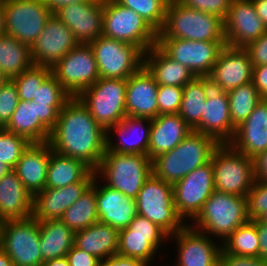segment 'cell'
Wrapping results in <instances>:
<instances>
[{
  "label": "cell",
  "instance_id": "cell-21",
  "mask_svg": "<svg viewBox=\"0 0 267 266\" xmlns=\"http://www.w3.org/2000/svg\"><path fill=\"white\" fill-rule=\"evenodd\" d=\"M253 66L244 48L226 45L213 66L209 80L213 89L229 92L252 81Z\"/></svg>",
  "mask_w": 267,
  "mask_h": 266
},
{
  "label": "cell",
  "instance_id": "cell-58",
  "mask_svg": "<svg viewBox=\"0 0 267 266\" xmlns=\"http://www.w3.org/2000/svg\"><path fill=\"white\" fill-rule=\"evenodd\" d=\"M42 266H70L66 257L45 261Z\"/></svg>",
  "mask_w": 267,
  "mask_h": 266
},
{
  "label": "cell",
  "instance_id": "cell-59",
  "mask_svg": "<svg viewBox=\"0 0 267 266\" xmlns=\"http://www.w3.org/2000/svg\"><path fill=\"white\" fill-rule=\"evenodd\" d=\"M0 266H14L12 259L0 248Z\"/></svg>",
  "mask_w": 267,
  "mask_h": 266
},
{
  "label": "cell",
  "instance_id": "cell-29",
  "mask_svg": "<svg viewBox=\"0 0 267 266\" xmlns=\"http://www.w3.org/2000/svg\"><path fill=\"white\" fill-rule=\"evenodd\" d=\"M50 150L48 142L31 143L13 169L33 196L46 188Z\"/></svg>",
  "mask_w": 267,
  "mask_h": 266
},
{
  "label": "cell",
  "instance_id": "cell-60",
  "mask_svg": "<svg viewBox=\"0 0 267 266\" xmlns=\"http://www.w3.org/2000/svg\"><path fill=\"white\" fill-rule=\"evenodd\" d=\"M4 0H0V37L5 34Z\"/></svg>",
  "mask_w": 267,
  "mask_h": 266
},
{
  "label": "cell",
  "instance_id": "cell-8",
  "mask_svg": "<svg viewBox=\"0 0 267 266\" xmlns=\"http://www.w3.org/2000/svg\"><path fill=\"white\" fill-rule=\"evenodd\" d=\"M135 203L137 214L157 224L169 236L186 225L175 209L173 185L153 175L142 185Z\"/></svg>",
  "mask_w": 267,
  "mask_h": 266
},
{
  "label": "cell",
  "instance_id": "cell-31",
  "mask_svg": "<svg viewBox=\"0 0 267 266\" xmlns=\"http://www.w3.org/2000/svg\"><path fill=\"white\" fill-rule=\"evenodd\" d=\"M193 130L179 114H160L152 119L148 156L152 160L174 149Z\"/></svg>",
  "mask_w": 267,
  "mask_h": 266
},
{
  "label": "cell",
  "instance_id": "cell-57",
  "mask_svg": "<svg viewBox=\"0 0 267 266\" xmlns=\"http://www.w3.org/2000/svg\"><path fill=\"white\" fill-rule=\"evenodd\" d=\"M257 15L262 20L264 26L267 28V0H252Z\"/></svg>",
  "mask_w": 267,
  "mask_h": 266
},
{
  "label": "cell",
  "instance_id": "cell-45",
  "mask_svg": "<svg viewBox=\"0 0 267 266\" xmlns=\"http://www.w3.org/2000/svg\"><path fill=\"white\" fill-rule=\"evenodd\" d=\"M183 97V87L158 86V112L160 114H178Z\"/></svg>",
  "mask_w": 267,
  "mask_h": 266
},
{
  "label": "cell",
  "instance_id": "cell-55",
  "mask_svg": "<svg viewBox=\"0 0 267 266\" xmlns=\"http://www.w3.org/2000/svg\"><path fill=\"white\" fill-rule=\"evenodd\" d=\"M252 221L256 224L259 237V257L267 260V223L261 222L258 219Z\"/></svg>",
  "mask_w": 267,
  "mask_h": 266
},
{
  "label": "cell",
  "instance_id": "cell-12",
  "mask_svg": "<svg viewBox=\"0 0 267 266\" xmlns=\"http://www.w3.org/2000/svg\"><path fill=\"white\" fill-rule=\"evenodd\" d=\"M4 15L5 34L31 47L53 12L43 0H4Z\"/></svg>",
  "mask_w": 267,
  "mask_h": 266
},
{
  "label": "cell",
  "instance_id": "cell-26",
  "mask_svg": "<svg viewBox=\"0 0 267 266\" xmlns=\"http://www.w3.org/2000/svg\"><path fill=\"white\" fill-rule=\"evenodd\" d=\"M97 180L95 175L92 185L96 188L98 222L117 230L127 228L137 215L135 199L105 184L101 187Z\"/></svg>",
  "mask_w": 267,
  "mask_h": 266
},
{
  "label": "cell",
  "instance_id": "cell-22",
  "mask_svg": "<svg viewBox=\"0 0 267 266\" xmlns=\"http://www.w3.org/2000/svg\"><path fill=\"white\" fill-rule=\"evenodd\" d=\"M95 175L92 170L80 182L39 191L34 195L32 217L38 221L61 219L64 212L92 185Z\"/></svg>",
  "mask_w": 267,
  "mask_h": 266
},
{
  "label": "cell",
  "instance_id": "cell-5",
  "mask_svg": "<svg viewBox=\"0 0 267 266\" xmlns=\"http://www.w3.org/2000/svg\"><path fill=\"white\" fill-rule=\"evenodd\" d=\"M95 173L104 178L105 185L135 199L152 175L151 159L148 155L120 154L106 149Z\"/></svg>",
  "mask_w": 267,
  "mask_h": 266
},
{
  "label": "cell",
  "instance_id": "cell-11",
  "mask_svg": "<svg viewBox=\"0 0 267 266\" xmlns=\"http://www.w3.org/2000/svg\"><path fill=\"white\" fill-rule=\"evenodd\" d=\"M99 78L127 79L144 65V53L136 46L105 36L89 43Z\"/></svg>",
  "mask_w": 267,
  "mask_h": 266
},
{
  "label": "cell",
  "instance_id": "cell-32",
  "mask_svg": "<svg viewBox=\"0 0 267 266\" xmlns=\"http://www.w3.org/2000/svg\"><path fill=\"white\" fill-rule=\"evenodd\" d=\"M144 66L158 85L184 87L196 77L186 66L168 57L157 45L144 53Z\"/></svg>",
  "mask_w": 267,
  "mask_h": 266
},
{
  "label": "cell",
  "instance_id": "cell-13",
  "mask_svg": "<svg viewBox=\"0 0 267 266\" xmlns=\"http://www.w3.org/2000/svg\"><path fill=\"white\" fill-rule=\"evenodd\" d=\"M168 57L183 64L197 77H208L226 42L157 38L156 44Z\"/></svg>",
  "mask_w": 267,
  "mask_h": 266
},
{
  "label": "cell",
  "instance_id": "cell-24",
  "mask_svg": "<svg viewBox=\"0 0 267 266\" xmlns=\"http://www.w3.org/2000/svg\"><path fill=\"white\" fill-rule=\"evenodd\" d=\"M193 130L213 137L219 144H228L232 140L236 128L232 125L227 92L210 90L201 121Z\"/></svg>",
  "mask_w": 267,
  "mask_h": 266
},
{
  "label": "cell",
  "instance_id": "cell-36",
  "mask_svg": "<svg viewBox=\"0 0 267 266\" xmlns=\"http://www.w3.org/2000/svg\"><path fill=\"white\" fill-rule=\"evenodd\" d=\"M209 77H195L183 87V97L178 114L193 130L201 121L208 93L212 89Z\"/></svg>",
  "mask_w": 267,
  "mask_h": 266
},
{
  "label": "cell",
  "instance_id": "cell-34",
  "mask_svg": "<svg viewBox=\"0 0 267 266\" xmlns=\"http://www.w3.org/2000/svg\"><path fill=\"white\" fill-rule=\"evenodd\" d=\"M42 260L65 257L74 246L75 232L61 219L39 221Z\"/></svg>",
  "mask_w": 267,
  "mask_h": 266
},
{
  "label": "cell",
  "instance_id": "cell-9",
  "mask_svg": "<svg viewBox=\"0 0 267 266\" xmlns=\"http://www.w3.org/2000/svg\"><path fill=\"white\" fill-rule=\"evenodd\" d=\"M215 190L246 197L255 178L253 159L229 144H220L212 154Z\"/></svg>",
  "mask_w": 267,
  "mask_h": 266
},
{
  "label": "cell",
  "instance_id": "cell-15",
  "mask_svg": "<svg viewBox=\"0 0 267 266\" xmlns=\"http://www.w3.org/2000/svg\"><path fill=\"white\" fill-rule=\"evenodd\" d=\"M51 70L72 97H77L99 79L96 59L89 44H78Z\"/></svg>",
  "mask_w": 267,
  "mask_h": 266
},
{
  "label": "cell",
  "instance_id": "cell-48",
  "mask_svg": "<svg viewBox=\"0 0 267 266\" xmlns=\"http://www.w3.org/2000/svg\"><path fill=\"white\" fill-rule=\"evenodd\" d=\"M185 7L215 15L225 20L233 0H178Z\"/></svg>",
  "mask_w": 267,
  "mask_h": 266
},
{
  "label": "cell",
  "instance_id": "cell-39",
  "mask_svg": "<svg viewBox=\"0 0 267 266\" xmlns=\"http://www.w3.org/2000/svg\"><path fill=\"white\" fill-rule=\"evenodd\" d=\"M223 242L222 250L227 254L259 257V237L252 220L236 228Z\"/></svg>",
  "mask_w": 267,
  "mask_h": 266
},
{
  "label": "cell",
  "instance_id": "cell-37",
  "mask_svg": "<svg viewBox=\"0 0 267 266\" xmlns=\"http://www.w3.org/2000/svg\"><path fill=\"white\" fill-rule=\"evenodd\" d=\"M32 65L28 45L7 34L0 37V71L12 79Z\"/></svg>",
  "mask_w": 267,
  "mask_h": 266
},
{
  "label": "cell",
  "instance_id": "cell-41",
  "mask_svg": "<svg viewBox=\"0 0 267 266\" xmlns=\"http://www.w3.org/2000/svg\"><path fill=\"white\" fill-rule=\"evenodd\" d=\"M139 14L157 33L163 27L169 0H115Z\"/></svg>",
  "mask_w": 267,
  "mask_h": 266
},
{
  "label": "cell",
  "instance_id": "cell-51",
  "mask_svg": "<svg viewBox=\"0 0 267 266\" xmlns=\"http://www.w3.org/2000/svg\"><path fill=\"white\" fill-rule=\"evenodd\" d=\"M70 266H101V260L88 254L84 250L77 248L75 245L65 256Z\"/></svg>",
  "mask_w": 267,
  "mask_h": 266
},
{
  "label": "cell",
  "instance_id": "cell-19",
  "mask_svg": "<svg viewBox=\"0 0 267 266\" xmlns=\"http://www.w3.org/2000/svg\"><path fill=\"white\" fill-rule=\"evenodd\" d=\"M53 14L72 31L79 44H89L102 36L103 0L67 4Z\"/></svg>",
  "mask_w": 267,
  "mask_h": 266
},
{
  "label": "cell",
  "instance_id": "cell-40",
  "mask_svg": "<svg viewBox=\"0 0 267 266\" xmlns=\"http://www.w3.org/2000/svg\"><path fill=\"white\" fill-rule=\"evenodd\" d=\"M227 94L230 104V117L235 128L242 124L263 100L252 81L230 90Z\"/></svg>",
  "mask_w": 267,
  "mask_h": 266
},
{
  "label": "cell",
  "instance_id": "cell-46",
  "mask_svg": "<svg viewBox=\"0 0 267 266\" xmlns=\"http://www.w3.org/2000/svg\"><path fill=\"white\" fill-rule=\"evenodd\" d=\"M18 103L17 86L10 79L0 87V128H4L8 124Z\"/></svg>",
  "mask_w": 267,
  "mask_h": 266
},
{
  "label": "cell",
  "instance_id": "cell-53",
  "mask_svg": "<svg viewBox=\"0 0 267 266\" xmlns=\"http://www.w3.org/2000/svg\"><path fill=\"white\" fill-rule=\"evenodd\" d=\"M252 159L255 180L267 183V150L257 154Z\"/></svg>",
  "mask_w": 267,
  "mask_h": 266
},
{
  "label": "cell",
  "instance_id": "cell-30",
  "mask_svg": "<svg viewBox=\"0 0 267 266\" xmlns=\"http://www.w3.org/2000/svg\"><path fill=\"white\" fill-rule=\"evenodd\" d=\"M33 199V194L11 170L0 179V222L32 217Z\"/></svg>",
  "mask_w": 267,
  "mask_h": 266
},
{
  "label": "cell",
  "instance_id": "cell-16",
  "mask_svg": "<svg viewBox=\"0 0 267 266\" xmlns=\"http://www.w3.org/2000/svg\"><path fill=\"white\" fill-rule=\"evenodd\" d=\"M169 237L157 224L137 214L127 228L119 230L117 254L142 260L150 266L162 241Z\"/></svg>",
  "mask_w": 267,
  "mask_h": 266
},
{
  "label": "cell",
  "instance_id": "cell-47",
  "mask_svg": "<svg viewBox=\"0 0 267 266\" xmlns=\"http://www.w3.org/2000/svg\"><path fill=\"white\" fill-rule=\"evenodd\" d=\"M246 197L250 220L258 219L267 211V183L255 180Z\"/></svg>",
  "mask_w": 267,
  "mask_h": 266
},
{
  "label": "cell",
  "instance_id": "cell-14",
  "mask_svg": "<svg viewBox=\"0 0 267 266\" xmlns=\"http://www.w3.org/2000/svg\"><path fill=\"white\" fill-rule=\"evenodd\" d=\"M63 107L19 100L4 129L26 138L30 143H46Z\"/></svg>",
  "mask_w": 267,
  "mask_h": 266
},
{
  "label": "cell",
  "instance_id": "cell-43",
  "mask_svg": "<svg viewBox=\"0 0 267 266\" xmlns=\"http://www.w3.org/2000/svg\"><path fill=\"white\" fill-rule=\"evenodd\" d=\"M30 144L26 138L0 128V162L14 169Z\"/></svg>",
  "mask_w": 267,
  "mask_h": 266
},
{
  "label": "cell",
  "instance_id": "cell-54",
  "mask_svg": "<svg viewBox=\"0 0 267 266\" xmlns=\"http://www.w3.org/2000/svg\"><path fill=\"white\" fill-rule=\"evenodd\" d=\"M101 266H149L142 260L136 258L113 255L101 262Z\"/></svg>",
  "mask_w": 267,
  "mask_h": 266
},
{
  "label": "cell",
  "instance_id": "cell-17",
  "mask_svg": "<svg viewBox=\"0 0 267 266\" xmlns=\"http://www.w3.org/2000/svg\"><path fill=\"white\" fill-rule=\"evenodd\" d=\"M214 191L211 157L209 162L173 184L174 204L178 216L183 221L187 217L193 221Z\"/></svg>",
  "mask_w": 267,
  "mask_h": 266
},
{
  "label": "cell",
  "instance_id": "cell-35",
  "mask_svg": "<svg viewBox=\"0 0 267 266\" xmlns=\"http://www.w3.org/2000/svg\"><path fill=\"white\" fill-rule=\"evenodd\" d=\"M91 171L83 161L50 150L46 187L61 188L80 182Z\"/></svg>",
  "mask_w": 267,
  "mask_h": 266
},
{
  "label": "cell",
  "instance_id": "cell-18",
  "mask_svg": "<svg viewBox=\"0 0 267 266\" xmlns=\"http://www.w3.org/2000/svg\"><path fill=\"white\" fill-rule=\"evenodd\" d=\"M78 44L72 31L53 14L30 47L33 65L52 69Z\"/></svg>",
  "mask_w": 267,
  "mask_h": 266
},
{
  "label": "cell",
  "instance_id": "cell-42",
  "mask_svg": "<svg viewBox=\"0 0 267 266\" xmlns=\"http://www.w3.org/2000/svg\"><path fill=\"white\" fill-rule=\"evenodd\" d=\"M52 74L51 68L32 65L12 78L17 86L19 100L31 101L43 82Z\"/></svg>",
  "mask_w": 267,
  "mask_h": 266
},
{
  "label": "cell",
  "instance_id": "cell-63",
  "mask_svg": "<svg viewBox=\"0 0 267 266\" xmlns=\"http://www.w3.org/2000/svg\"><path fill=\"white\" fill-rule=\"evenodd\" d=\"M259 221L267 223V211L265 213H263L259 218Z\"/></svg>",
  "mask_w": 267,
  "mask_h": 266
},
{
  "label": "cell",
  "instance_id": "cell-25",
  "mask_svg": "<svg viewBox=\"0 0 267 266\" xmlns=\"http://www.w3.org/2000/svg\"><path fill=\"white\" fill-rule=\"evenodd\" d=\"M158 84L143 65L127 78L126 116L154 119L158 112Z\"/></svg>",
  "mask_w": 267,
  "mask_h": 266
},
{
  "label": "cell",
  "instance_id": "cell-38",
  "mask_svg": "<svg viewBox=\"0 0 267 266\" xmlns=\"http://www.w3.org/2000/svg\"><path fill=\"white\" fill-rule=\"evenodd\" d=\"M61 220L73 231L98 222L96 188L91 185L63 214Z\"/></svg>",
  "mask_w": 267,
  "mask_h": 266
},
{
  "label": "cell",
  "instance_id": "cell-3",
  "mask_svg": "<svg viewBox=\"0 0 267 266\" xmlns=\"http://www.w3.org/2000/svg\"><path fill=\"white\" fill-rule=\"evenodd\" d=\"M157 38L226 42L222 19L206 12L185 7L178 0H169L165 21L157 33Z\"/></svg>",
  "mask_w": 267,
  "mask_h": 266
},
{
  "label": "cell",
  "instance_id": "cell-27",
  "mask_svg": "<svg viewBox=\"0 0 267 266\" xmlns=\"http://www.w3.org/2000/svg\"><path fill=\"white\" fill-rule=\"evenodd\" d=\"M228 144L249 158H254L257 154L267 150V101L265 98L236 128Z\"/></svg>",
  "mask_w": 267,
  "mask_h": 266
},
{
  "label": "cell",
  "instance_id": "cell-20",
  "mask_svg": "<svg viewBox=\"0 0 267 266\" xmlns=\"http://www.w3.org/2000/svg\"><path fill=\"white\" fill-rule=\"evenodd\" d=\"M223 22L226 44L235 48L246 47L267 31L252 0H233Z\"/></svg>",
  "mask_w": 267,
  "mask_h": 266
},
{
  "label": "cell",
  "instance_id": "cell-62",
  "mask_svg": "<svg viewBox=\"0 0 267 266\" xmlns=\"http://www.w3.org/2000/svg\"><path fill=\"white\" fill-rule=\"evenodd\" d=\"M10 80L2 71H0V87H2L5 83Z\"/></svg>",
  "mask_w": 267,
  "mask_h": 266
},
{
  "label": "cell",
  "instance_id": "cell-56",
  "mask_svg": "<svg viewBox=\"0 0 267 266\" xmlns=\"http://www.w3.org/2000/svg\"><path fill=\"white\" fill-rule=\"evenodd\" d=\"M88 1H96V0H43V2L47 5V7L54 12L59 7L67 5V4H73V3H83Z\"/></svg>",
  "mask_w": 267,
  "mask_h": 266
},
{
  "label": "cell",
  "instance_id": "cell-1",
  "mask_svg": "<svg viewBox=\"0 0 267 266\" xmlns=\"http://www.w3.org/2000/svg\"><path fill=\"white\" fill-rule=\"evenodd\" d=\"M48 143L51 150L81 160L95 171L105 154L106 131L78 97H71L60 111Z\"/></svg>",
  "mask_w": 267,
  "mask_h": 266
},
{
  "label": "cell",
  "instance_id": "cell-49",
  "mask_svg": "<svg viewBox=\"0 0 267 266\" xmlns=\"http://www.w3.org/2000/svg\"><path fill=\"white\" fill-rule=\"evenodd\" d=\"M244 49L248 52L253 67L267 64V31Z\"/></svg>",
  "mask_w": 267,
  "mask_h": 266
},
{
  "label": "cell",
  "instance_id": "cell-4",
  "mask_svg": "<svg viewBox=\"0 0 267 266\" xmlns=\"http://www.w3.org/2000/svg\"><path fill=\"white\" fill-rule=\"evenodd\" d=\"M249 220L247 197L215 190L194 219L195 225L192 224L191 227L224 241L236 228Z\"/></svg>",
  "mask_w": 267,
  "mask_h": 266
},
{
  "label": "cell",
  "instance_id": "cell-52",
  "mask_svg": "<svg viewBox=\"0 0 267 266\" xmlns=\"http://www.w3.org/2000/svg\"><path fill=\"white\" fill-rule=\"evenodd\" d=\"M252 82L259 94L267 97V64L253 67Z\"/></svg>",
  "mask_w": 267,
  "mask_h": 266
},
{
  "label": "cell",
  "instance_id": "cell-23",
  "mask_svg": "<svg viewBox=\"0 0 267 266\" xmlns=\"http://www.w3.org/2000/svg\"><path fill=\"white\" fill-rule=\"evenodd\" d=\"M170 236L177 241L176 266H219L222 244L213 242L208 234L197 231L186 224L181 230Z\"/></svg>",
  "mask_w": 267,
  "mask_h": 266
},
{
  "label": "cell",
  "instance_id": "cell-7",
  "mask_svg": "<svg viewBox=\"0 0 267 266\" xmlns=\"http://www.w3.org/2000/svg\"><path fill=\"white\" fill-rule=\"evenodd\" d=\"M127 79L99 78L77 97L107 131L126 117Z\"/></svg>",
  "mask_w": 267,
  "mask_h": 266
},
{
  "label": "cell",
  "instance_id": "cell-50",
  "mask_svg": "<svg viewBox=\"0 0 267 266\" xmlns=\"http://www.w3.org/2000/svg\"><path fill=\"white\" fill-rule=\"evenodd\" d=\"M219 266H267V260L260 257L231 255L222 250Z\"/></svg>",
  "mask_w": 267,
  "mask_h": 266
},
{
  "label": "cell",
  "instance_id": "cell-6",
  "mask_svg": "<svg viewBox=\"0 0 267 266\" xmlns=\"http://www.w3.org/2000/svg\"><path fill=\"white\" fill-rule=\"evenodd\" d=\"M102 35L138 47L143 53L157 44V32L132 9L103 0Z\"/></svg>",
  "mask_w": 267,
  "mask_h": 266
},
{
  "label": "cell",
  "instance_id": "cell-10",
  "mask_svg": "<svg viewBox=\"0 0 267 266\" xmlns=\"http://www.w3.org/2000/svg\"><path fill=\"white\" fill-rule=\"evenodd\" d=\"M0 248L14 266H42L39 221L29 217L0 222Z\"/></svg>",
  "mask_w": 267,
  "mask_h": 266
},
{
  "label": "cell",
  "instance_id": "cell-33",
  "mask_svg": "<svg viewBox=\"0 0 267 266\" xmlns=\"http://www.w3.org/2000/svg\"><path fill=\"white\" fill-rule=\"evenodd\" d=\"M119 230L110 225L97 222L75 232L74 245L103 261L116 255Z\"/></svg>",
  "mask_w": 267,
  "mask_h": 266
},
{
  "label": "cell",
  "instance_id": "cell-44",
  "mask_svg": "<svg viewBox=\"0 0 267 266\" xmlns=\"http://www.w3.org/2000/svg\"><path fill=\"white\" fill-rule=\"evenodd\" d=\"M71 97L51 74L40 86L33 101L47 106H64Z\"/></svg>",
  "mask_w": 267,
  "mask_h": 266
},
{
  "label": "cell",
  "instance_id": "cell-28",
  "mask_svg": "<svg viewBox=\"0 0 267 266\" xmlns=\"http://www.w3.org/2000/svg\"><path fill=\"white\" fill-rule=\"evenodd\" d=\"M145 122L148 123L147 126ZM151 125L152 119L150 118L126 116L106 131V149L120 154L148 155ZM112 130L119 136L117 143H113L114 141L110 138Z\"/></svg>",
  "mask_w": 267,
  "mask_h": 266
},
{
  "label": "cell",
  "instance_id": "cell-2",
  "mask_svg": "<svg viewBox=\"0 0 267 266\" xmlns=\"http://www.w3.org/2000/svg\"><path fill=\"white\" fill-rule=\"evenodd\" d=\"M219 145L213 137L193 130L174 149L151 160L152 175L173 185L209 162Z\"/></svg>",
  "mask_w": 267,
  "mask_h": 266
},
{
  "label": "cell",
  "instance_id": "cell-61",
  "mask_svg": "<svg viewBox=\"0 0 267 266\" xmlns=\"http://www.w3.org/2000/svg\"><path fill=\"white\" fill-rule=\"evenodd\" d=\"M13 170L10 166L5 163L0 162V179Z\"/></svg>",
  "mask_w": 267,
  "mask_h": 266
}]
</instances>
